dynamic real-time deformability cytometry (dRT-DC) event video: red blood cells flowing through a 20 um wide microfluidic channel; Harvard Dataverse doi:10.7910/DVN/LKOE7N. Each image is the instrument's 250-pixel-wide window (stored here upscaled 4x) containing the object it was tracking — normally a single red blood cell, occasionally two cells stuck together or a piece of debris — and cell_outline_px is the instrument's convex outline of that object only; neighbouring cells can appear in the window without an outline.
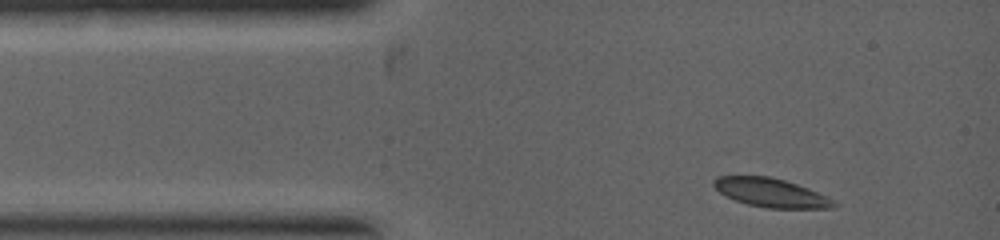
{"species": "common noctule bat (a hibernating species)", "species_latin": "Nyctalus noctula", "temperature_condition": "warm", "stored_images_in_passage": 12, "camera_frame_rate_fps": 5000, "um_per_image_px": 0.085, "animal": {"sex": "female", "body_mass_g": 19.0, "forearm_length_mm": 53.3}, "frame": {"image": 1, "passage_image": 1, "time_ms": 0.0, "image_size_px": [1000, 240], "cell_outline_px": [[840, 204], [832, 208], [768, 208], [748, 204], [736, 200], [720, 192], [712, 184], [712, 180], [716, 176], [768, 176], [784, 180], [808, 188], [828, 196]], "centroid_in_image_um": [65.56, 16.38], "position_along_channel_um": 19.4, "area_um2": 20.06}}
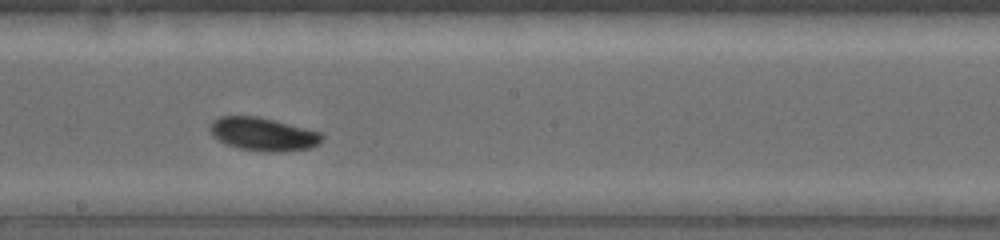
{"frame": {"image": 2, "passage_image": 7, "time_ms": 3.6, "image_size_px": [1000, 240], "cell_outline_px": [[324, 136], [320, 144], [308, 148], [280, 152], [260, 152], [240, 148], [228, 144], [212, 136], [208, 128], [212, 120], [220, 116], [256, 116], [320, 132]], "centroid_in_image_um": [22.34, 11.41], "position_along_channel_um": 225.9, "area_um2": 21.56}}
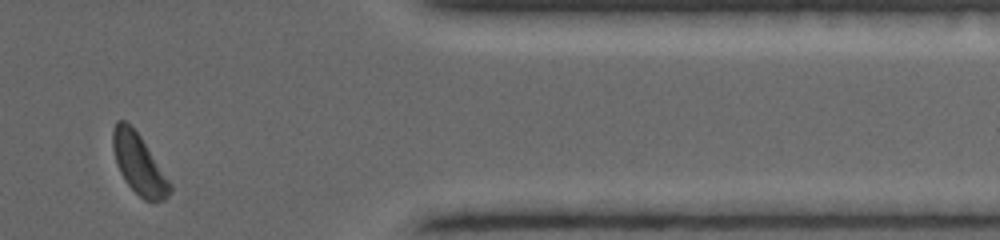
{"frame": {"image": 3, "passage_image": 12, "time_ms": 6.4, "image_size_px": [1000, 240], "cell_outline_px": [[172, 188], [168, 196], [164, 200], [152, 204], [144, 200], [124, 180], [116, 164], [112, 148], [112, 128], [116, 120], [124, 120], [140, 136], [172, 184]], "centroid_in_image_um": [11.79, 13.97], "position_along_channel_um": 399.6, "area_um2": 20.06}}